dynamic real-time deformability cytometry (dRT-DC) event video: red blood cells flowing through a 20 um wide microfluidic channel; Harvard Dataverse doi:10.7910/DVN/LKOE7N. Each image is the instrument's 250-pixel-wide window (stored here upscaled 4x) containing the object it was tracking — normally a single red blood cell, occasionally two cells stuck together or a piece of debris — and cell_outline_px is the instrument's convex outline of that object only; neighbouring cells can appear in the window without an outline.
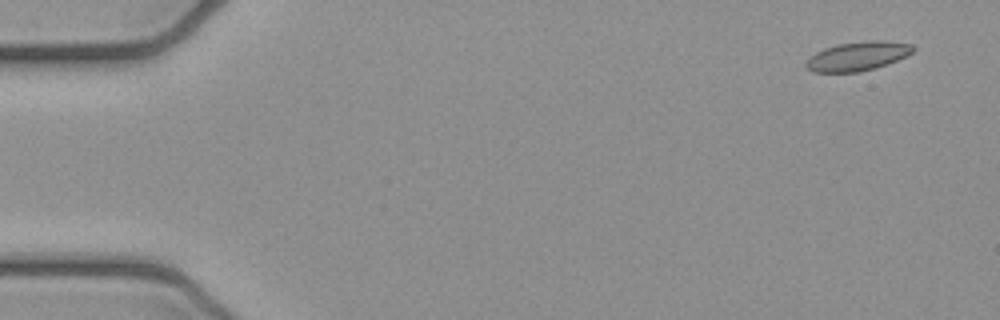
{"species": "common noctule bat (a hibernating species)", "species_latin": "Nyctalus noctula", "temperature_condition": "cold", "stored_images_in_passage": 5, "camera_frame_rate_fps": 3000, "um_per_image_px": 0.085, "animal": {"sex": "female", "body_mass_g": 21.9}, "frame": {"image": 1, "passage_image": 1, "time_ms": 0.0, "image_size_px": [1000, 320], "cell_outline_px": [[916, 48], [908, 56], [876, 68], [860, 72], [812, 72], [804, 64], [816, 52], [824, 48], [836, 44], [868, 40], [884, 40], [912, 44]], "centroid_in_image_um": [72.94, 4.77], "position_along_channel_um": 12.1, "area_um2": 18.26}}
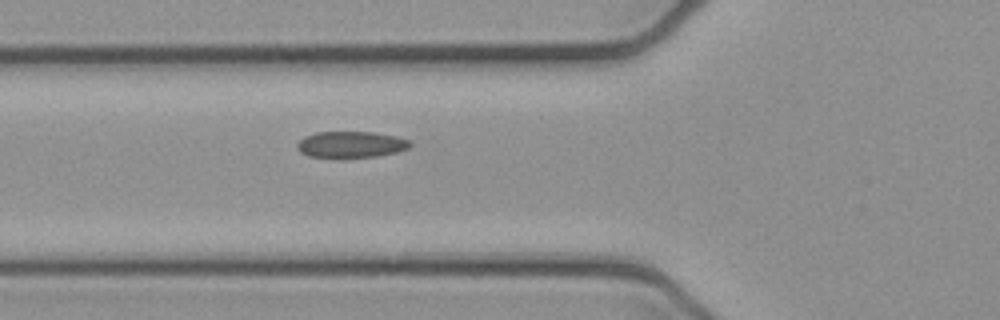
{"frame": {"image": 2, "passage_image": 5, "time_ms": 1.333, "image_size_px": [1000, 320], "cell_outline_px": [[412, 144], [408, 148], [396, 152], [376, 156], [344, 160], [340, 160], [308, 156], [300, 152], [296, 148], [296, 144], [304, 136], [316, 132], [372, 132], [396, 136], [408, 140]], "centroid_in_image_um": [29.77, 12.32], "position_along_channel_um": 96.0, "area_um2": 17.98}}